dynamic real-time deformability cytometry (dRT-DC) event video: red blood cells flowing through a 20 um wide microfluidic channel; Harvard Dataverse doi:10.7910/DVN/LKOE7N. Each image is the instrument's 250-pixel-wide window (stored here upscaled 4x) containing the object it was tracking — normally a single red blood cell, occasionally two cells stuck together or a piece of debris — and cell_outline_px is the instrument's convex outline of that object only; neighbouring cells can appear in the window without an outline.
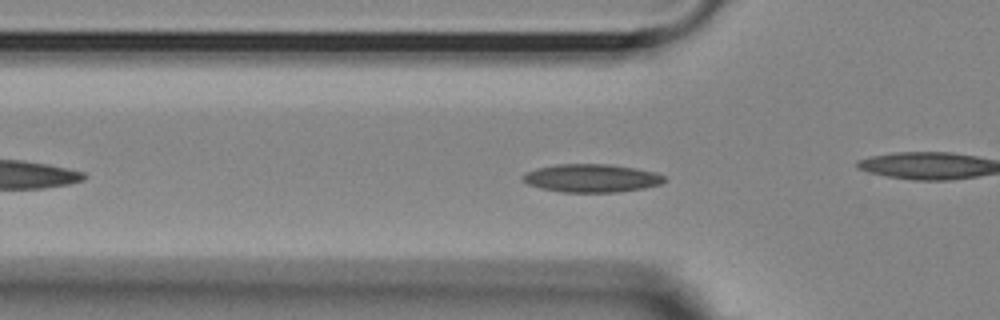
{"species": "Egyptian fruit bat (a non-hibernating species)", "species_latin": "Rousettus aegyptiacus", "temperature_condition": "room temperature", "stored_images_in_passage": 48, "camera_frame_rate_fps": 3000, "um_per_image_px": 0.085, "animal": {"sex": "female"}, "frame": {"image": 1, "passage_image": 10, "time_ms": 3.0, "image_size_px": [1000, 320], "cell_outline_px": [[668, 180], [660, 184], [644, 188], [620, 192], [560, 192], [540, 188], [528, 184], [520, 176], [536, 168], [556, 164], [608, 164], [656, 172], [664, 176]], "centroid_in_image_um": [50.28, 15.15], "position_along_channel_um": 75.5, "area_um2": 23.24}}
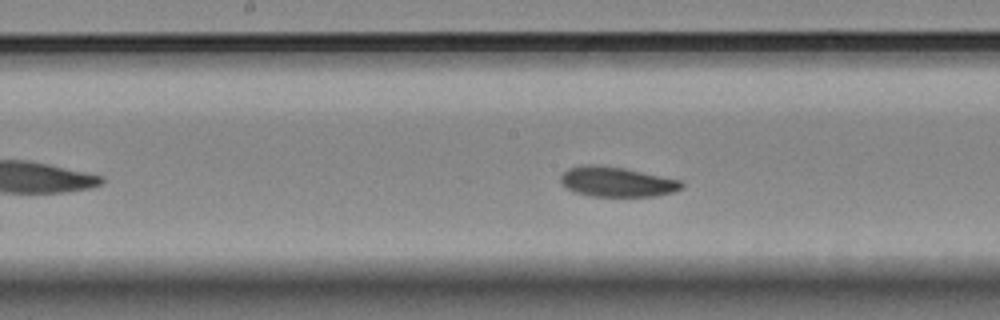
{"frame": {"image": 2, "passage_image": 20, "time_ms": 6.333, "image_size_px": [1000, 320], "cell_outline_px": [[684, 188], [676, 192], [656, 196], [588, 196], [576, 192], [568, 188], [560, 180], [560, 176], [568, 168], [588, 164], [592, 164], [624, 168], [680, 180], [684, 184]], "centroid_in_image_um": [52.47, 15.46], "position_along_channel_um": 195.7, "area_um2": 21.04}}
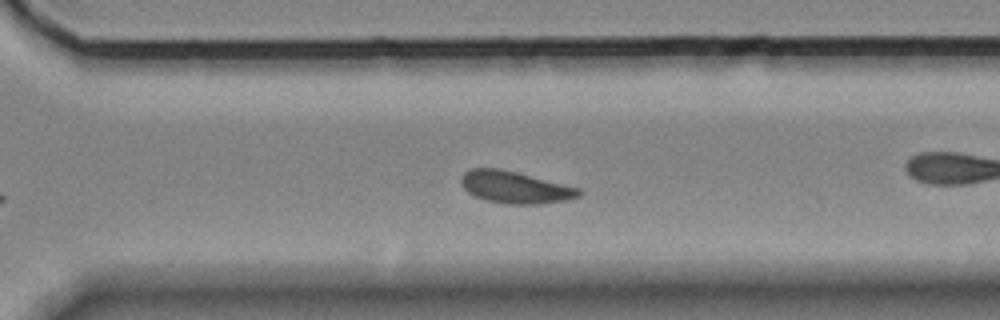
{"frame": {"image": 3, "passage_image": 31, "time_ms": 10.0, "image_size_px": [1000, 320], "cell_outline_px": [[584, 192], [580, 196], [568, 200], [540, 204], [504, 204], [484, 200], [468, 192], [460, 184], [460, 176], [464, 172], [472, 168], [500, 168], [580, 188]], "centroid_in_image_um": [43.78, 15.92], "position_along_channel_um": 326.8, "area_um2": 22.2}, "authors_computed_cell_mechanics": {"area_um2": 21.1548, "velocity_mm_per_s": 3.5912, "shape_relaxation_time_tau1_ms": 4.9523, "shape_relaxation_time_tau2_ms": 4.5019, "deformation_change_tau1": 0.0909, "deformation_change_tau2": 0.0891}}